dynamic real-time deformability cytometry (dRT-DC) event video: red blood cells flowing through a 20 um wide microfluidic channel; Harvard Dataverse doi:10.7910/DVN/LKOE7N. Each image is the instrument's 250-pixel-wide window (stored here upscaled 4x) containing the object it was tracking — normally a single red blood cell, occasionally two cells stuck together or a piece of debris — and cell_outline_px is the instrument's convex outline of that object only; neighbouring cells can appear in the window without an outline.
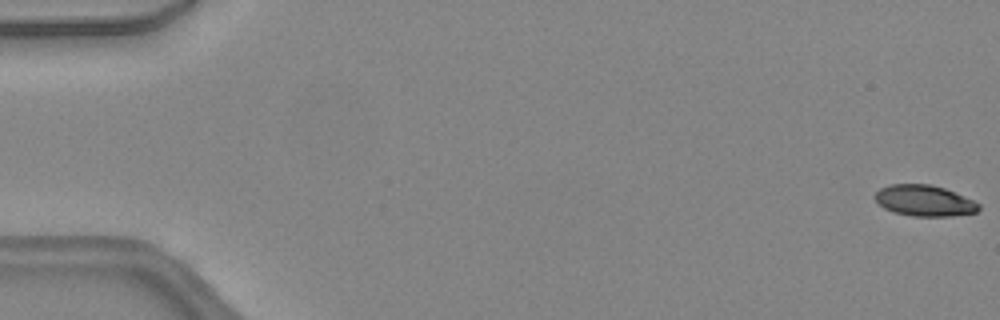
{"species": "common noctule bat (a hibernating species)", "species_latin": "Nyctalus noctula", "temperature_condition": "warm", "stored_images_in_passage": 46, "camera_frame_rate_fps": 3000, "um_per_image_px": 0.085, "animal": {"sex": "female", "body_mass_g": 24.6, "forearm_length_mm": 56.2}, "frame": {"image": 1, "passage_image": 1, "time_ms": 0.0, "image_size_px": [1000, 320], "cell_outline_px": [[980, 208], [976, 212], [952, 216], [912, 216], [892, 212], [884, 208], [872, 196], [880, 188], [892, 184], [932, 184], [944, 188], [972, 200], [980, 204]], "centroid_in_image_um": [78.54, 17.06], "position_along_channel_um": 6.5, "area_um2": 18.73}}
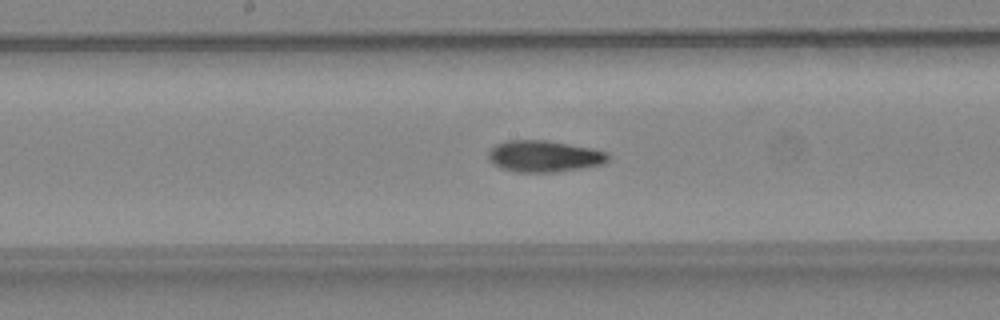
{"frame": {"image": 2, "passage_image": 25, "time_ms": 8.0, "image_size_px": [1000, 320], "cell_outline_px": [[608, 160], [604, 164], [584, 168], [556, 172], [516, 172], [500, 168], [488, 160], [488, 152], [496, 144], [508, 140], [544, 140], [592, 148], [608, 152]], "centroid_in_image_um": [46.25, 13.29], "position_along_channel_um": 201.9, "area_um2": 22.08}}
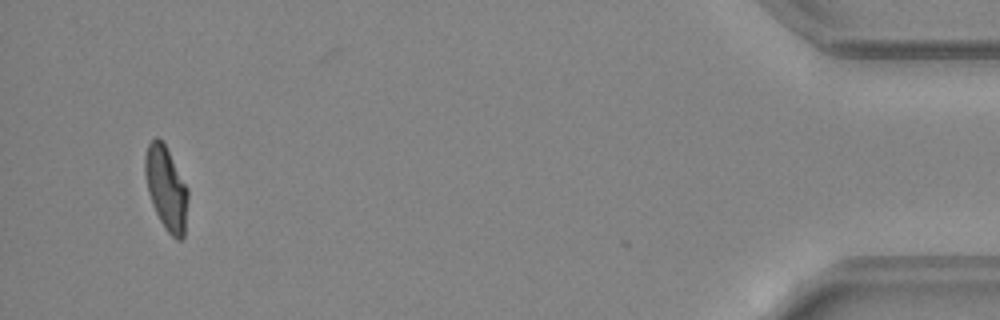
{"frame": {"image": 3, "passage_image": 45, "time_ms": 14.667, "image_size_px": [1000, 320], "cell_outline_px": [[188, 200], [184, 236], [180, 240], [176, 240], [164, 228], [152, 204], [148, 192], [144, 172], [144, 156], [148, 144], [156, 136], [164, 144], [188, 188]], "centroid_in_image_um": [14.12, 16.02], "position_along_channel_um": 421.1, "area_um2": 20.81}, "authors_computed_cell_mechanics": {"area_um2": 21.0103, "velocity_mm_per_s": 4.4776, "shape_relaxation_time_tau1_ms": 9.0385, "shape_relaxation_time_tau2_ms": 3.4517, "deformation_change_tau1": 0.2467, "deformation_change_tau2": 0.1014}}